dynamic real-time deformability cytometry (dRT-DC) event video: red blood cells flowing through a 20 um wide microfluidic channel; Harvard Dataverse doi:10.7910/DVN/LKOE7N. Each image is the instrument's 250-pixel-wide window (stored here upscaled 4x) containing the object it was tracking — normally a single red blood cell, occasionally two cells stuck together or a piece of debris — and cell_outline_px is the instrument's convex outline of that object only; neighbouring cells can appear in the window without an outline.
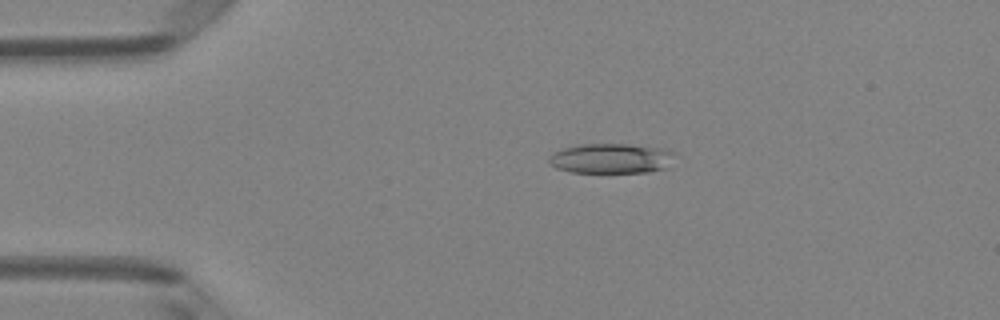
{"species": "Egyptian fruit bat (a non-hibernating species)", "species_latin": "Rousettus aegyptiacus", "temperature_condition": "room temperature", "stored_images_in_passage": 3, "camera_frame_rate_fps": 3000, "um_per_image_px": 0.085, "animal": {"sex": "female"}, "frame": {"image": 1, "passage_image": 2, "time_ms": 0.333, "image_size_px": [1000, 320], "cell_outline_px": [[676, 152], [668, 168], [648, 172], [572, 172], [556, 168], [548, 160], [548, 156], [564, 148], [580, 144], [628, 144], [660, 148]], "centroid_in_image_um": [51.98, 13.47], "position_along_channel_um": 33.0, "area_um2": 21.91}}